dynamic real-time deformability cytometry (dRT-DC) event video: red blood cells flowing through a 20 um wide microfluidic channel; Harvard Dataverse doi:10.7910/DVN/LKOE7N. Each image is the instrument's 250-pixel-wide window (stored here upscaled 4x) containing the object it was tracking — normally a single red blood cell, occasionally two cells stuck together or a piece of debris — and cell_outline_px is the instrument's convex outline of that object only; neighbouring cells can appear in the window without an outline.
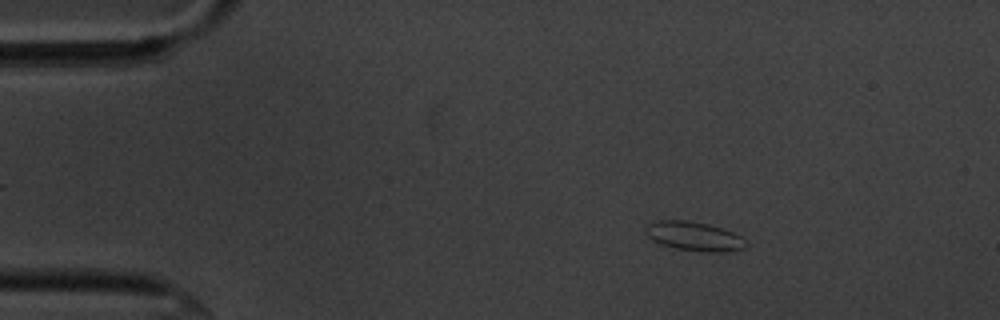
{"species": "common noctule bat (a hibernating species)", "species_latin": "Nyctalus noctula", "temperature_condition": "cold", "stored_images_in_passage": 22, "camera_frame_rate_fps": 3000, "um_per_image_px": 0.085, "animal": {"sex": "male", "body_mass_g": 20.1, "forearm_length_mm": 53.5}, "frame": {"image": 1, "passage_image": 8, "time_ms": 2.333, "image_size_px": [1000, 320], "cell_outline_px": [[748, 244], [744, 248], [728, 252], [704, 252], [676, 248], [660, 244], [652, 240], [648, 236], [648, 224], [660, 220], [684, 220], [708, 224], [724, 228], [740, 236]], "centroid_in_image_um": [59.05, 20.09], "position_along_channel_um": 25.9, "area_um2": 16.88}}
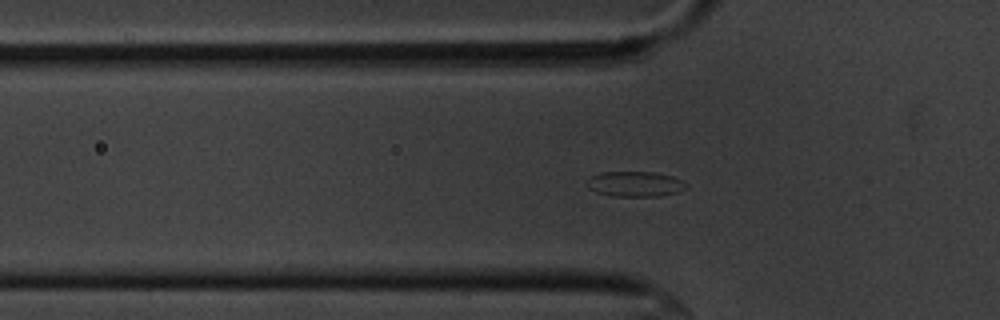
{"frame": {"image": 2, "passage_image": 17, "time_ms": 5.333, "image_size_px": [1000, 320], "cell_outline_px": [[688, 188], [680, 192], [660, 196], [612, 196], [596, 192], [588, 188], [588, 180], [592, 176], [600, 172], [652, 172], [672, 176], [688, 184]], "centroid_in_image_um": [54.02, 15.65], "position_along_channel_um": 71.8, "area_um2": 14.62}}
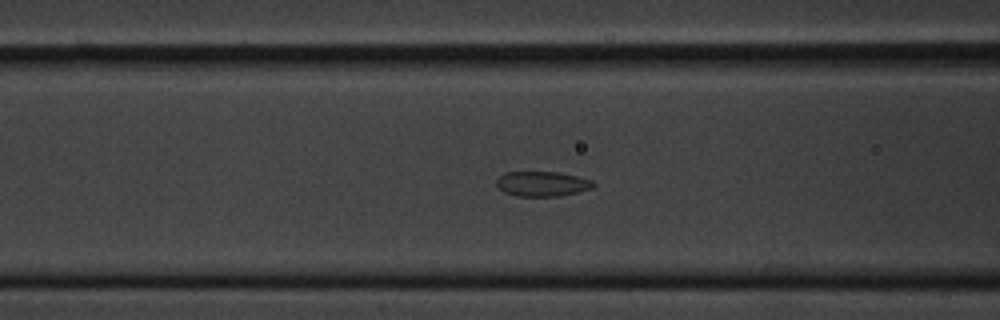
{"frame": {"image": 3, "passage_image": 21, "time_ms": 6.667, "image_size_px": [1000, 320], "cell_outline_px": [[596, 184], [592, 188], [560, 196], [516, 196], [504, 192], [496, 184], [496, 180], [504, 172], [556, 172], [576, 176], [592, 180]], "centroid_in_image_um": [46.08, 15.62], "position_along_channel_um": 120.5, "area_um2": 13.99}}